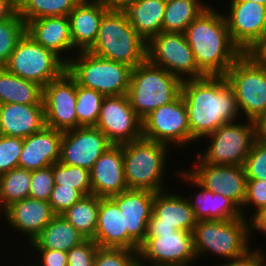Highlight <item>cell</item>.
Instances as JSON below:
<instances>
[{
	"mask_svg": "<svg viewBox=\"0 0 266 266\" xmlns=\"http://www.w3.org/2000/svg\"><path fill=\"white\" fill-rule=\"evenodd\" d=\"M181 96L187 108L192 147L221 125L241 118L235 93L225 76L184 80Z\"/></svg>",
	"mask_w": 266,
	"mask_h": 266,
	"instance_id": "1",
	"label": "cell"
},
{
	"mask_svg": "<svg viewBox=\"0 0 266 266\" xmlns=\"http://www.w3.org/2000/svg\"><path fill=\"white\" fill-rule=\"evenodd\" d=\"M213 3L217 1L213 0L184 34L198 68L205 75L224 76L242 52L231 39L222 9Z\"/></svg>",
	"mask_w": 266,
	"mask_h": 266,
	"instance_id": "2",
	"label": "cell"
},
{
	"mask_svg": "<svg viewBox=\"0 0 266 266\" xmlns=\"http://www.w3.org/2000/svg\"><path fill=\"white\" fill-rule=\"evenodd\" d=\"M123 148L124 178L128 189L161 192L171 186L169 177H176L180 168L168 171L172 148L166 144L140 138L121 144ZM170 153V154H169ZM166 183V184H165Z\"/></svg>",
	"mask_w": 266,
	"mask_h": 266,
	"instance_id": "3",
	"label": "cell"
},
{
	"mask_svg": "<svg viewBox=\"0 0 266 266\" xmlns=\"http://www.w3.org/2000/svg\"><path fill=\"white\" fill-rule=\"evenodd\" d=\"M192 234L195 255L199 261L210 255L215 260L217 258V263L219 260H231L246 253L256 243V240H251L252 221L244 217L232 220H200Z\"/></svg>",
	"mask_w": 266,
	"mask_h": 266,
	"instance_id": "4",
	"label": "cell"
},
{
	"mask_svg": "<svg viewBox=\"0 0 266 266\" xmlns=\"http://www.w3.org/2000/svg\"><path fill=\"white\" fill-rule=\"evenodd\" d=\"M91 53L135 68L147 60V42L122 11H106Z\"/></svg>",
	"mask_w": 266,
	"mask_h": 266,
	"instance_id": "5",
	"label": "cell"
},
{
	"mask_svg": "<svg viewBox=\"0 0 266 266\" xmlns=\"http://www.w3.org/2000/svg\"><path fill=\"white\" fill-rule=\"evenodd\" d=\"M182 80L148 60L132 69L127 96L131 107L143 120L153 110L181 95Z\"/></svg>",
	"mask_w": 266,
	"mask_h": 266,
	"instance_id": "6",
	"label": "cell"
},
{
	"mask_svg": "<svg viewBox=\"0 0 266 266\" xmlns=\"http://www.w3.org/2000/svg\"><path fill=\"white\" fill-rule=\"evenodd\" d=\"M132 67L97 56L90 51L77 52L67 62V72L78 85L104 96L126 95Z\"/></svg>",
	"mask_w": 266,
	"mask_h": 266,
	"instance_id": "7",
	"label": "cell"
},
{
	"mask_svg": "<svg viewBox=\"0 0 266 266\" xmlns=\"http://www.w3.org/2000/svg\"><path fill=\"white\" fill-rule=\"evenodd\" d=\"M241 120L240 118L221 125L213 133L202 138L197 145L203 143L202 147L206 146L203 147L204 149L193 148L196 152L192 154L206 164L243 166L256 140V132L254 121Z\"/></svg>",
	"mask_w": 266,
	"mask_h": 266,
	"instance_id": "8",
	"label": "cell"
},
{
	"mask_svg": "<svg viewBox=\"0 0 266 266\" xmlns=\"http://www.w3.org/2000/svg\"><path fill=\"white\" fill-rule=\"evenodd\" d=\"M224 76L235 93L241 119L255 122L266 113V66L242 53Z\"/></svg>",
	"mask_w": 266,
	"mask_h": 266,
	"instance_id": "9",
	"label": "cell"
},
{
	"mask_svg": "<svg viewBox=\"0 0 266 266\" xmlns=\"http://www.w3.org/2000/svg\"><path fill=\"white\" fill-rule=\"evenodd\" d=\"M5 68L14 75L45 87L66 71L67 63L25 33L11 53Z\"/></svg>",
	"mask_w": 266,
	"mask_h": 266,
	"instance_id": "10",
	"label": "cell"
},
{
	"mask_svg": "<svg viewBox=\"0 0 266 266\" xmlns=\"http://www.w3.org/2000/svg\"><path fill=\"white\" fill-rule=\"evenodd\" d=\"M142 137L166 144L180 154L190 147L188 113L181 95L153 110L142 120Z\"/></svg>",
	"mask_w": 266,
	"mask_h": 266,
	"instance_id": "11",
	"label": "cell"
},
{
	"mask_svg": "<svg viewBox=\"0 0 266 266\" xmlns=\"http://www.w3.org/2000/svg\"><path fill=\"white\" fill-rule=\"evenodd\" d=\"M147 60L182 81L206 75L198 68L184 33L160 32L147 42Z\"/></svg>",
	"mask_w": 266,
	"mask_h": 266,
	"instance_id": "12",
	"label": "cell"
},
{
	"mask_svg": "<svg viewBox=\"0 0 266 266\" xmlns=\"http://www.w3.org/2000/svg\"><path fill=\"white\" fill-rule=\"evenodd\" d=\"M198 262L192 232L145 237L138 249V266H195Z\"/></svg>",
	"mask_w": 266,
	"mask_h": 266,
	"instance_id": "13",
	"label": "cell"
},
{
	"mask_svg": "<svg viewBox=\"0 0 266 266\" xmlns=\"http://www.w3.org/2000/svg\"><path fill=\"white\" fill-rule=\"evenodd\" d=\"M95 127L113 145L142 138V120L131 107L127 94L104 97Z\"/></svg>",
	"mask_w": 266,
	"mask_h": 266,
	"instance_id": "14",
	"label": "cell"
},
{
	"mask_svg": "<svg viewBox=\"0 0 266 266\" xmlns=\"http://www.w3.org/2000/svg\"><path fill=\"white\" fill-rule=\"evenodd\" d=\"M194 164L184 169L204 188L231 199L240 209L246 195L247 176L241 165H211L203 163L196 155Z\"/></svg>",
	"mask_w": 266,
	"mask_h": 266,
	"instance_id": "15",
	"label": "cell"
},
{
	"mask_svg": "<svg viewBox=\"0 0 266 266\" xmlns=\"http://www.w3.org/2000/svg\"><path fill=\"white\" fill-rule=\"evenodd\" d=\"M45 126L65 132L77 128L76 81L67 70L43 87Z\"/></svg>",
	"mask_w": 266,
	"mask_h": 266,
	"instance_id": "16",
	"label": "cell"
},
{
	"mask_svg": "<svg viewBox=\"0 0 266 266\" xmlns=\"http://www.w3.org/2000/svg\"><path fill=\"white\" fill-rule=\"evenodd\" d=\"M222 10L233 43L242 53L264 34L266 6L256 2L226 1ZM229 2V3H228ZM229 4L228 7H226Z\"/></svg>",
	"mask_w": 266,
	"mask_h": 266,
	"instance_id": "17",
	"label": "cell"
},
{
	"mask_svg": "<svg viewBox=\"0 0 266 266\" xmlns=\"http://www.w3.org/2000/svg\"><path fill=\"white\" fill-rule=\"evenodd\" d=\"M113 144L96 127H79L63 132L60 158L69 166L92 169L95 161Z\"/></svg>",
	"mask_w": 266,
	"mask_h": 266,
	"instance_id": "18",
	"label": "cell"
},
{
	"mask_svg": "<svg viewBox=\"0 0 266 266\" xmlns=\"http://www.w3.org/2000/svg\"><path fill=\"white\" fill-rule=\"evenodd\" d=\"M5 230L11 229L20 241L30 244L44 229V227L56 216L51 205L44 200L24 198L8 206L1 213ZM10 227V228H9ZM22 235V236H21Z\"/></svg>",
	"mask_w": 266,
	"mask_h": 266,
	"instance_id": "19",
	"label": "cell"
},
{
	"mask_svg": "<svg viewBox=\"0 0 266 266\" xmlns=\"http://www.w3.org/2000/svg\"><path fill=\"white\" fill-rule=\"evenodd\" d=\"M155 192L128 189L110 198L124 215L125 230L128 233V249L138 251L144 242L147 223L153 212Z\"/></svg>",
	"mask_w": 266,
	"mask_h": 266,
	"instance_id": "20",
	"label": "cell"
},
{
	"mask_svg": "<svg viewBox=\"0 0 266 266\" xmlns=\"http://www.w3.org/2000/svg\"><path fill=\"white\" fill-rule=\"evenodd\" d=\"M180 183L186 182L192 191L186 193L195 218L200 220H232L243 217L240 208L229 198L213 193L201 186L182 166L176 175ZM196 188V189H195Z\"/></svg>",
	"mask_w": 266,
	"mask_h": 266,
	"instance_id": "21",
	"label": "cell"
},
{
	"mask_svg": "<svg viewBox=\"0 0 266 266\" xmlns=\"http://www.w3.org/2000/svg\"><path fill=\"white\" fill-rule=\"evenodd\" d=\"M92 194L101 198L118 195L128 187L124 178L122 145L110 146L90 170Z\"/></svg>",
	"mask_w": 266,
	"mask_h": 266,
	"instance_id": "22",
	"label": "cell"
},
{
	"mask_svg": "<svg viewBox=\"0 0 266 266\" xmlns=\"http://www.w3.org/2000/svg\"><path fill=\"white\" fill-rule=\"evenodd\" d=\"M170 189L156 192L153 212L147 225L172 226L177 230L192 232L197 220L193 209L184 194Z\"/></svg>",
	"mask_w": 266,
	"mask_h": 266,
	"instance_id": "23",
	"label": "cell"
},
{
	"mask_svg": "<svg viewBox=\"0 0 266 266\" xmlns=\"http://www.w3.org/2000/svg\"><path fill=\"white\" fill-rule=\"evenodd\" d=\"M26 33L36 43L55 52L66 63L72 58L73 41L68 16H50L30 20L26 23Z\"/></svg>",
	"mask_w": 266,
	"mask_h": 266,
	"instance_id": "24",
	"label": "cell"
},
{
	"mask_svg": "<svg viewBox=\"0 0 266 266\" xmlns=\"http://www.w3.org/2000/svg\"><path fill=\"white\" fill-rule=\"evenodd\" d=\"M62 136V131L44 126L23 138L18 167L33 171L59 162Z\"/></svg>",
	"mask_w": 266,
	"mask_h": 266,
	"instance_id": "25",
	"label": "cell"
},
{
	"mask_svg": "<svg viewBox=\"0 0 266 266\" xmlns=\"http://www.w3.org/2000/svg\"><path fill=\"white\" fill-rule=\"evenodd\" d=\"M107 10L94 0H81L68 14L73 56L88 51L95 43L101 20Z\"/></svg>",
	"mask_w": 266,
	"mask_h": 266,
	"instance_id": "26",
	"label": "cell"
},
{
	"mask_svg": "<svg viewBox=\"0 0 266 266\" xmlns=\"http://www.w3.org/2000/svg\"><path fill=\"white\" fill-rule=\"evenodd\" d=\"M44 126L43 104L0 105V135L26 138Z\"/></svg>",
	"mask_w": 266,
	"mask_h": 266,
	"instance_id": "27",
	"label": "cell"
},
{
	"mask_svg": "<svg viewBox=\"0 0 266 266\" xmlns=\"http://www.w3.org/2000/svg\"><path fill=\"white\" fill-rule=\"evenodd\" d=\"M99 247L128 249L124 215L111 198L100 197L97 228L92 239Z\"/></svg>",
	"mask_w": 266,
	"mask_h": 266,
	"instance_id": "28",
	"label": "cell"
},
{
	"mask_svg": "<svg viewBox=\"0 0 266 266\" xmlns=\"http://www.w3.org/2000/svg\"><path fill=\"white\" fill-rule=\"evenodd\" d=\"M167 0H136L122 12L136 32L148 42L162 32Z\"/></svg>",
	"mask_w": 266,
	"mask_h": 266,
	"instance_id": "29",
	"label": "cell"
},
{
	"mask_svg": "<svg viewBox=\"0 0 266 266\" xmlns=\"http://www.w3.org/2000/svg\"><path fill=\"white\" fill-rule=\"evenodd\" d=\"M86 239L62 216L56 215L26 247L28 249H50L68 252Z\"/></svg>",
	"mask_w": 266,
	"mask_h": 266,
	"instance_id": "30",
	"label": "cell"
},
{
	"mask_svg": "<svg viewBox=\"0 0 266 266\" xmlns=\"http://www.w3.org/2000/svg\"><path fill=\"white\" fill-rule=\"evenodd\" d=\"M43 87L36 82L25 80L0 67V105L43 104Z\"/></svg>",
	"mask_w": 266,
	"mask_h": 266,
	"instance_id": "31",
	"label": "cell"
},
{
	"mask_svg": "<svg viewBox=\"0 0 266 266\" xmlns=\"http://www.w3.org/2000/svg\"><path fill=\"white\" fill-rule=\"evenodd\" d=\"M210 4L206 0H167L162 32L185 33L187 27Z\"/></svg>",
	"mask_w": 266,
	"mask_h": 266,
	"instance_id": "32",
	"label": "cell"
},
{
	"mask_svg": "<svg viewBox=\"0 0 266 266\" xmlns=\"http://www.w3.org/2000/svg\"><path fill=\"white\" fill-rule=\"evenodd\" d=\"M100 197L83 196L61 215L85 238L93 239L97 228Z\"/></svg>",
	"mask_w": 266,
	"mask_h": 266,
	"instance_id": "33",
	"label": "cell"
},
{
	"mask_svg": "<svg viewBox=\"0 0 266 266\" xmlns=\"http://www.w3.org/2000/svg\"><path fill=\"white\" fill-rule=\"evenodd\" d=\"M31 170L16 167L0 175V213L11 204L29 197Z\"/></svg>",
	"mask_w": 266,
	"mask_h": 266,
	"instance_id": "34",
	"label": "cell"
},
{
	"mask_svg": "<svg viewBox=\"0 0 266 266\" xmlns=\"http://www.w3.org/2000/svg\"><path fill=\"white\" fill-rule=\"evenodd\" d=\"M81 0H17V13L27 23L50 16H68Z\"/></svg>",
	"mask_w": 266,
	"mask_h": 266,
	"instance_id": "35",
	"label": "cell"
},
{
	"mask_svg": "<svg viewBox=\"0 0 266 266\" xmlns=\"http://www.w3.org/2000/svg\"><path fill=\"white\" fill-rule=\"evenodd\" d=\"M104 97L98 91L82 87L76 82L77 128L96 126Z\"/></svg>",
	"mask_w": 266,
	"mask_h": 266,
	"instance_id": "36",
	"label": "cell"
},
{
	"mask_svg": "<svg viewBox=\"0 0 266 266\" xmlns=\"http://www.w3.org/2000/svg\"><path fill=\"white\" fill-rule=\"evenodd\" d=\"M52 173L55 185L72 187L83 196L92 194L91 176L88 169L56 162L52 165Z\"/></svg>",
	"mask_w": 266,
	"mask_h": 266,
	"instance_id": "37",
	"label": "cell"
},
{
	"mask_svg": "<svg viewBox=\"0 0 266 266\" xmlns=\"http://www.w3.org/2000/svg\"><path fill=\"white\" fill-rule=\"evenodd\" d=\"M26 33V22L16 13L11 19L0 22V67H5L18 41Z\"/></svg>",
	"mask_w": 266,
	"mask_h": 266,
	"instance_id": "38",
	"label": "cell"
},
{
	"mask_svg": "<svg viewBox=\"0 0 266 266\" xmlns=\"http://www.w3.org/2000/svg\"><path fill=\"white\" fill-rule=\"evenodd\" d=\"M264 209H266V180L247 179L246 195L240 209L242 216L252 221Z\"/></svg>",
	"mask_w": 266,
	"mask_h": 266,
	"instance_id": "39",
	"label": "cell"
},
{
	"mask_svg": "<svg viewBox=\"0 0 266 266\" xmlns=\"http://www.w3.org/2000/svg\"><path fill=\"white\" fill-rule=\"evenodd\" d=\"M94 266H138V251L99 247L95 254Z\"/></svg>",
	"mask_w": 266,
	"mask_h": 266,
	"instance_id": "40",
	"label": "cell"
},
{
	"mask_svg": "<svg viewBox=\"0 0 266 266\" xmlns=\"http://www.w3.org/2000/svg\"><path fill=\"white\" fill-rule=\"evenodd\" d=\"M23 138L0 135V175L18 167Z\"/></svg>",
	"mask_w": 266,
	"mask_h": 266,
	"instance_id": "41",
	"label": "cell"
},
{
	"mask_svg": "<svg viewBox=\"0 0 266 266\" xmlns=\"http://www.w3.org/2000/svg\"><path fill=\"white\" fill-rule=\"evenodd\" d=\"M243 167L247 179L266 180V144L255 140Z\"/></svg>",
	"mask_w": 266,
	"mask_h": 266,
	"instance_id": "42",
	"label": "cell"
},
{
	"mask_svg": "<svg viewBox=\"0 0 266 266\" xmlns=\"http://www.w3.org/2000/svg\"><path fill=\"white\" fill-rule=\"evenodd\" d=\"M54 185L52 165L38 170H33L31 171L29 197L48 202Z\"/></svg>",
	"mask_w": 266,
	"mask_h": 266,
	"instance_id": "43",
	"label": "cell"
},
{
	"mask_svg": "<svg viewBox=\"0 0 266 266\" xmlns=\"http://www.w3.org/2000/svg\"><path fill=\"white\" fill-rule=\"evenodd\" d=\"M25 251H28L26 252L28 256L25 257L28 260L23 258L22 261L27 266H67L68 255L65 251L50 249H30L29 251L24 249L22 253ZM32 252L34 253V256L33 254H31ZM29 254L31 255V257L29 256ZM25 260H27V262Z\"/></svg>",
	"mask_w": 266,
	"mask_h": 266,
	"instance_id": "44",
	"label": "cell"
},
{
	"mask_svg": "<svg viewBox=\"0 0 266 266\" xmlns=\"http://www.w3.org/2000/svg\"><path fill=\"white\" fill-rule=\"evenodd\" d=\"M82 197L83 195L77 189L54 185L48 203L56 215H61Z\"/></svg>",
	"mask_w": 266,
	"mask_h": 266,
	"instance_id": "45",
	"label": "cell"
},
{
	"mask_svg": "<svg viewBox=\"0 0 266 266\" xmlns=\"http://www.w3.org/2000/svg\"><path fill=\"white\" fill-rule=\"evenodd\" d=\"M98 248L99 246L92 239H86L67 252V266H94Z\"/></svg>",
	"mask_w": 266,
	"mask_h": 266,
	"instance_id": "46",
	"label": "cell"
},
{
	"mask_svg": "<svg viewBox=\"0 0 266 266\" xmlns=\"http://www.w3.org/2000/svg\"><path fill=\"white\" fill-rule=\"evenodd\" d=\"M262 248L263 247H261L259 244H256L241 256L232 258L231 260L219 262V265L217 263L215 266H259L260 263L266 258V251H264L265 248Z\"/></svg>",
	"mask_w": 266,
	"mask_h": 266,
	"instance_id": "47",
	"label": "cell"
},
{
	"mask_svg": "<svg viewBox=\"0 0 266 266\" xmlns=\"http://www.w3.org/2000/svg\"><path fill=\"white\" fill-rule=\"evenodd\" d=\"M245 54L255 63L266 66V34H263Z\"/></svg>",
	"mask_w": 266,
	"mask_h": 266,
	"instance_id": "48",
	"label": "cell"
},
{
	"mask_svg": "<svg viewBox=\"0 0 266 266\" xmlns=\"http://www.w3.org/2000/svg\"><path fill=\"white\" fill-rule=\"evenodd\" d=\"M17 13V0H0V22L11 19Z\"/></svg>",
	"mask_w": 266,
	"mask_h": 266,
	"instance_id": "49",
	"label": "cell"
},
{
	"mask_svg": "<svg viewBox=\"0 0 266 266\" xmlns=\"http://www.w3.org/2000/svg\"><path fill=\"white\" fill-rule=\"evenodd\" d=\"M101 4L107 11H123L136 0H94Z\"/></svg>",
	"mask_w": 266,
	"mask_h": 266,
	"instance_id": "50",
	"label": "cell"
},
{
	"mask_svg": "<svg viewBox=\"0 0 266 266\" xmlns=\"http://www.w3.org/2000/svg\"><path fill=\"white\" fill-rule=\"evenodd\" d=\"M255 232H259L262 236L264 235V237H266V209H264L252 220V236H254L252 239L253 241L256 238Z\"/></svg>",
	"mask_w": 266,
	"mask_h": 266,
	"instance_id": "51",
	"label": "cell"
},
{
	"mask_svg": "<svg viewBox=\"0 0 266 266\" xmlns=\"http://www.w3.org/2000/svg\"><path fill=\"white\" fill-rule=\"evenodd\" d=\"M177 229L172 228V226L166 225H147V232L145 237H158L161 234L173 233Z\"/></svg>",
	"mask_w": 266,
	"mask_h": 266,
	"instance_id": "52",
	"label": "cell"
},
{
	"mask_svg": "<svg viewBox=\"0 0 266 266\" xmlns=\"http://www.w3.org/2000/svg\"><path fill=\"white\" fill-rule=\"evenodd\" d=\"M256 140L266 144V113L255 121Z\"/></svg>",
	"mask_w": 266,
	"mask_h": 266,
	"instance_id": "53",
	"label": "cell"
},
{
	"mask_svg": "<svg viewBox=\"0 0 266 266\" xmlns=\"http://www.w3.org/2000/svg\"><path fill=\"white\" fill-rule=\"evenodd\" d=\"M228 1H244V2L252 1L266 6V0H228Z\"/></svg>",
	"mask_w": 266,
	"mask_h": 266,
	"instance_id": "54",
	"label": "cell"
},
{
	"mask_svg": "<svg viewBox=\"0 0 266 266\" xmlns=\"http://www.w3.org/2000/svg\"><path fill=\"white\" fill-rule=\"evenodd\" d=\"M18 263H22L21 265L20 264H18V265H16V263H14V264H12V266L14 265V266H27L25 263L23 264V262L21 261V262H18ZM8 266H10L11 264H7Z\"/></svg>",
	"mask_w": 266,
	"mask_h": 266,
	"instance_id": "55",
	"label": "cell"
},
{
	"mask_svg": "<svg viewBox=\"0 0 266 266\" xmlns=\"http://www.w3.org/2000/svg\"><path fill=\"white\" fill-rule=\"evenodd\" d=\"M259 266H266V258L260 263Z\"/></svg>",
	"mask_w": 266,
	"mask_h": 266,
	"instance_id": "56",
	"label": "cell"
},
{
	"mask_svg": "<svg viewBox=\"0 0 266 266\" xmlns=\"http://www.w3.org/2000/svg\"><path fill=\"white\" fill-rule=\"evenodd\" d=\"M264 34H266V18H265V25H264Z\"/></svg>",
	"mask_w": 266,
	"mask_h": 266,
	"instance_id": "57",
	"label": "cell"
}]
</instances>
